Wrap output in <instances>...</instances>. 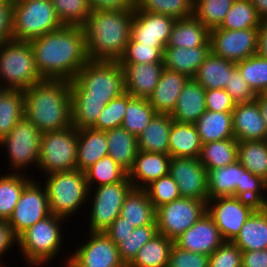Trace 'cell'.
<instances>
[{
  "label": "cell",
  "mask_w": 267,
  "mask_h": 267,
  "mask_svg": "<svg viewBox=\"0 0 267 267\" xmlns=\"http://www.w3.org/2000/svg\"><path fill=\"white\" fill-rule=\"evenodd\" d=\"M29 43L43 79L72 81L89 61L85 32L81 26L64 25Z\"/></svg>",
  "instance_id": "6da1fadb"
},
{
  "label": "cell",
  "mask_w": 267,
  "mask_h": 267,
  "mask_svg": "<svg viewBox=\"0 0 267 267\" xmlns=\"http://www.w3.org/2000/svg\"><path fill=\"white\" fill-rule=\"evenodd\" d=\"M24 116L42 133L72 126L71 81L51 80L23 90Z\"/></svg>",
  "instance_id": "7a4b0ae2"
},
{
  "label": "cell",
  "mask_w": 267,
  "mask_h": 267,
  "mask_svg": "<svg viewBox=\"0 0 267 267\" xmlns=\"http://www.w3.org/2000/svg\"><path fill=\"white\" fill-rule=\"evenodd\" d=\"M134 9L92 11L82 26L89 61L118 62L131 38Z\"/></svg>",
  "instance_id": "3957f363"
},
{
  "label": "cell",
  "mask_w": 267,
  "mask_h": 267,
  "mask_svg": "<svg viewBox=\"0 0 267 267\" xmlns=\"http://www.w3.org/2000/svg\"><path fill=\"white\" fill-rule=\"evenodd\" d=\"M125 93L119 62L88 61L71 81V101L108 103Z\"/></svg>",
  "instance_id": "277c9868"
},
{
  "label": "cell",
  "mask_w": 267,
  "mask_h": 267,
  "mask_svg": "<svg viewBox=\"0 0 267 267\" xmlns=\"http://www.w3.org/2000/svg\"><path fill=\"white\" fill-rule=\"evenodd\" d=\"M65 220L51 213L18 237L19 250L29 267H41L57 256L64 242L61 227Z\"/></svg>",
  "instance_id": "5b68a950"
},
{
  "label": "cell",
  "mask_w": 267,
  "mask_h": 267,
  "mask_svg": "<svg viewBox=\"0 0 267 267\" xmlns=\"http://www.w3.org/2000/svg\"><path fill=\"white\" fill-rule=\"evenodd\" d=\"M43 80L29 42L10 39L0 43V82L7 89L25 90Z\"/></svg>",
  "instance_id": "8992f818"
},
{
  "label": "cell",
  "mask_w": 267,
  "mask_h": 267,
  "mask_svg": "<svg viewBox=\"0 0 267 267\" xmlns=\"http://www.w3.org/2000/svg\"><path fill=\"white\" fill-rule=\"evenodd\" d=\"M45 176L44 186L53 215L67 219L81 209L82 204L86 205L90 189L84 171L74 169Z\"/></svg>",
  "instance_id": "52a82bcc"
},
{
  "label": "cell",
  "mask_w": 267,
  "mask_h": 267,
  "mask_svg": "<svg viewBox=\"0 0 267 267\" xmlns=\"http://www.w3.org/2000/svg\"><path fill=\"white\" fill-rule=\"evenodd\" d=\"M64 25L51 0H19L12 3V39L31 41Z\"/></svg>",
  "instance_id": "ba28073f"
},
{
  "label": "cell",
  "mask_w": 267,
  "mask_h": 267,
  "mask_svg": "<svg viewBox=\"0 0 267 267\" xmlns=\"http://www.w3.org/2000/svg\"><path fill=\"white\" fill-rule=\"evenodd\" d=\"M78 129L45 132L40 137L39 163L45 175L76 169Z\"/></svg>",
  "instance_id": "9c48e42d"
},
{
  "label": "cell",
  "mask_w": 267,
  "mask_h": 267,
  "mask_svg": "<svg viewBox=\"0 0 267 267\" xmlns=\"http://www.w3.org/2000/svg\"><path fill=\"white\" fill-rule=\"evenodd\" d=\"M42 132L25 116L10 133L0 140V146L7 149L9 166L14 173H21L31 165L39 163L40 137ZM4 146V147H3Z\"/></svg>",
  "instance_id": "30bf717a"
},
{
  "label": "cell",
  "mask_w": 267,
  "mask_h": 267,
  "mask_svg": "<svg viewBox=\"0 0 267 267\" xmlns=\"http://www.w3.org/2000/svg\"><path fill=\"white\" fill-rule=\"evenodd\" d=\"M128 176L121 182L107 184L90 189L91 212H89V232H105L120 216L126 196L133 189ZM93 190L94 193H93ZM91 192V193H90ZM93 198V199H92Z\"/></svg>",
  "instance_id": "8fae6325"
},
{
  "label": "cell",
  "mask_w": 267,
  "mask_h": 267,
  "mask_svg": "<svg viewBox=\"0 0 267 267\" xmlns=\"http://www.w3.org/2000/svg\"><path fill=\"white\" fill-rule=\"evenodd\" d=\"M207 212V202L180 198L156 209L157 232L174 241Z\"/></svg>",
  "instance_id": "7c38bea8"
},
{
  "label": "cell",
  "mask_w": 267,
  "mask_h": 267,
  "mask_svg": "<svg viewBox=\"0 0 267 267\" xmlns=\"http://www.w3.org/2000/svg\"><path fill=\"white\" fill-rule=\"evenodd\" d=\"M257 207L253 201L233 196L210 198L207 201V213L214 220L224 241L236 238Z\"/></svg>",
  "instance_id": "4fadbf2b"
},
{
  "label": "cell",
  "mask_w": 267,
  "mask_h": 267,
  "mask_svg": "<svg viewBox=\"0 0 267 267\" xmlns=\"http://www.w3.org/2000/svg\"><path fill=\"white\" fill-rule=\"evenodd\" d=\"M41 184L35 179H31L26 184L12 216L8 220L18 237L36 222L51 214L47 191L45 186Z\"/></svg>",
  "instance_id": "5bb4252c"
},
{
  "label": "cell",
  "mask_w": 267,
  "mask_h": 267,
  "mask_svg": "<svg viewBox=\"0 0 267 267\" xmlns=\"http://www.w3.org/2000/svg\"><path fill=\"white\" fill-rule=\"evenodd\" d=\"M257 43V28L227 30L217 27L210 30L211 52L235 63L255 55Z\"/></svg>",
  "instance_id": "9a60e30c"
},
{
  "label": "cell",
  "mask_w": 267,
  "mask_h": 267,
  "mask_svg": "<svg viewBox=\"0 0 267 267\" xmlns=\"http://www.w3.org/2000/svg\"><path fill=\"white\" fill-rule=\"evenodd\" d=\"M169 175L176 181L181 198L209 200L208 171L199 157H171Z\"/></svg>",
  "instance_id": "2e32d148"
},
{
  "label": "cell",
  "mask_w": 267,
  "mask_h": 267,
  "mask_svg": "<svg viewBox=\"0 0 267 267\" xmlns=\"http://www.w3.org/2000/svg\"><path fill=\"white\" fill-rule=\"evenodd\" d=\"M84 240L70 255L79 267H127L119 256L118 247L105 232H89Z\"/></svg>",
  "instance_id": "e0dca14e"
},
{
  "label": "cell",
  "mask_w": 267,
  "mask_h": 267,
  "mask_svg": "<svg viewBox=\"0 0 267 267\" xmlns=\"http://www.w3.org/2000/svg\"><path fill=\"white\" fill-rule=\"evenodd\" d=\"M176 19L163 14H156L134 9L131 26V38L135 42L165 47Z\"/></svg>",
  "instance_id": "ac0fdd59"
},
{
  "label": "cell",
  "mask_w": 267,
  "mask_h": 267,
  "mask_svg": "<svg viewBox=\"0 0 267 267\" xmlns=\"http://www.w3.org/2000/svg\"><path fill=\"white\" fill-rule=\"evenodd\" d=\"M173 242L184 250L210 256L224 242V239L214 220L206 212Z\"/></svg>",
  "instance_id": "d6986e66"
},
{
  "label": "cell",
  "mask_w": 267,
  "mask_h": 267,
  "mask_svg": "<svg viewBox=\"0 0 267 267\" xmlns=\"http://www.w3.org/2000/svg\"><path fill=\"white\" fill-rule=\"evenodd\" d=\"M232 124L234 138L238 142L267 140V128L257 100L236 103Z\"/></svg>",
  "instance_id": "ffe728a7"
},
{
  "label": "cell",
  "mask_w": 267,
  "mask_h": 267,
  "mask_svg": "<svg viewBox=\"0 0 267 267\" xmlns=\"http://www.w3.org/2000/svg\"><path fill=\"white\" fill-rule=\"evenodd\" d=\"M124 69L125 92L132 97L149 98L164 70L163 62L120 63Z\"/></svg>",
  "instance_id": "44dd1931"
},
{
  "label": "cell",
  "mask_w": 267,
  "mask_h": 267,
  "mask_svg": "<svg viewBox=\"0 0 267 267\" xmlns=\"http://www.w3.org/2000/svg\"><path fill=\"white\" fill-rule=\"evenodd\" d=\"M171 156L169 154L138 150L128 178L134 188L144 189L151 182L169 174Z\"/></svg>",
  "instance_id": "7402d4cb"
},
{
  "label": "cell",
  "mask_w": 267,
  "mask_h": 267,
  "mask_svg": "<svg viewBox=\"0 0 267 267\" xmlns=\"http://www.w3.org/2000/svg\"><path fill=\"white\" fill-rule=\"evenodd\" d=\"M189 79L185 74L164 68L155 90L148 98L157 114H172L178 97Z\"/></svg>",
  "instance_id": "603a6c76"
},
{
  "label": "cell",
  "mask_w": 267,
  "mask_h": 267,
  "mask_svg": "<svg viewBox=\"0 0 267 267\" xmlns=\"http://www.w3.org/2000/svg\"><path fill=\"white\" fill-rule=\"evenodd\" d=\"M206 110L205 88L190 78L184 85L171 116L178 123L195 124Z\"/></svg>",
  "instance_id": "cb8c5ba5"
},
{
  "label": "cell",
  "mask_w": 267,
  "mask_h": 267,
  "mask_svg": "<svg viewBox=\"0 0 267 267\" xmlns=\"http://www.w3.org/2000/svg\"><path fill=\"white\" fill-rule=\"evenodd\" d=\"M210 52L211 46H198L193 48L165 47L163 64L166 69L193 78Z\"/></svg>",
  "instance_id": "d4e9b609"
},
{
  "label": "cell",
  "mask_w": 267,
  "mask_h": 267,
  "mask_svg": "<svg viewBox=\"0 0 267 267\" xmlns=\"http://www.w3.org/2000/svg\"><path fill=\"white\" fill-rule=\"evenodd\" d=\"M106 155L108 142L105 131L93 128L78 129L76 169L85 171Z\"/></svg>",
  "instance_id": "484cf974"
},
{
  "label": "cell",
  "mask_w": 267,
  "mask_h": 267,
  "mask_svg": "<svg viewBox=\"0 0 267 267\" xmlns=\"http://www.w3.org/2000/svg\"><path fill=\"white\" fill-rule=\"evenodd\" d=\"M242 251L267 249V206H258L232 241Z\"/></svg>",
  "instance_id": "4316f807"
},
{
  "label": "cell",
  "mask_w": 267,
  "mask_h": 267,
  "mask_svg": "<svg viewBox=\"0 0 267 267\" xmlns=\"http://www.w3.org/2000/svg\"><path fill=\"white\" fill-rule=\"evenodd\" d=\"M210 45V30L194 16L175 21L165 47L193 48Z\"/></svg>",
  "instance_id": "83f0119b"
},
{
  "label": "cell",
  "mask_w": 267,
  "mask_h": 267,
  "mask_svg": "<svg viewBox=\"0 0 267 267\" xmlns=\"http://www.w3.org/2000/svg\"><path fill=\"white\" fill-rule=\"evenodd\" d=\"M203 143L195 124L172 122L169 133V155L177 158H198Z\"/></svg>",
  "instance_id": "f1b7e54d"
},
{
  "label": "cell",
  "mask_w": 267,
  "mask_h": 267,
  "mask_svg": "<svg viewBox=\"0 0 267 267\" xmlns=\"http://www.w3.org/2000/svg\"><path fill=\"white\" fill-rule=\"evenodd\" d=\"M173 121L171 114H156L137 137L138 150L169 154V133Z\"/></svg>",
  "instance_id": "f546056e"
},
{
  "label": "cell",
  "mask_w": 267,
  "mask_h": 267,
  "mask_svg": "<svg viewBox=\"0 0 267 267\" xmlns=\"http://www.w3.org/2000/svg\"><path fill=\"white\" fill-rule=\"evenodd\" d=\"M120 216L135 228L157 225L156 209L144 189L133 188L126 196Z\"/></svg>",
  "instance_id": "4dcf8cb0"
},
{
  "label": "cell",
  "mask_w": 267,
  "mask_h": 267,
  "mask_svg": "<svg viewBox=\"0 0 267 267\" xmlns=\"http://www.w3.org/2000/svg\"><path fill=\"white\" fill-rule=\"evenodd\" d=\"M195 126L203 144L212 141L235 139L232 112L206 110L195 122Z\"/></svg>",
  "instance_id": "1f68e13d"
},
{
  "label": "cell",
  "mask_w": 267,
  "mask_h": 267,
  "mask_svg": "<svg viewBox=\"0 0 267 267\" xmlns=\"http://www.w3.org/2000/svg\"><path fill=\"white\" fill-rule=\"evenodd\" d=\"M105 132L108 155L128 172L133 167L138 152L137 138L122 126Z\"/></svg>",
  "instance_id": "d6a6232c"
},
{
  "label": "cell",
  "mask_w": 267,
  "mask_h": 267,
  "mask_svg": "<svg viewBox=\"0 0 267 267\" xmlns=\"http://www.w3.org/2000/svg\"><path fill=\"white\" fill-rule=\"evenodd\" d=\"M235 66V62L210 52L206 60L200 65L193 79L205 89H225L230 72Z\"/></svg>",
  "instance_id": "836d02e7"
},
{
  "label": "cell",
  "mask_w": 267,
  "mask_h": 267,
  "mask_svg": "<svg viewBox=\"0 0 267 267\" xmlns=\"http://www.w3.org/2000/svg\"><path fill=\"white\" fill-rule=\"evenodd\" d=\"M174 242L157 233L144 244L127 267H167Z\"/></svg>",
  "instance_id": "e575fe53"
},
{
  "label": "cell",
  "mask_w": 267,
  "mask_h": 267,
  "mask_svg": "<svg viewBox=\"0 0 267 267\" xmlns=\"http://www.w3.org/2000/svg\"><path fill=\"white\" fill-rule=\"evenodd\" d=\"M238 141L226 139L212 141L202 145L199 156L206 170L226 167L238 161Z\"/></svg>",
  "instance_id": "d590c367"
},
{
  "label": "cell",
  "mask_w": 267,
  "mask_h": 267,
  "mask_svg": "<svg viewBox=\"0 0 267 267\" xmlns=\"http://www.w3.org/2000/svg\"><path fill=\"white\" fill-rule=\"evenodd\" d=\"M242 165L236 161L226 167L208 171L209 199L233 196L237 185H241Z\"/></svg>",
  "instance_id": "8d00e7d4"
},
{
  "label": "cell",
  "mask_w": 267,
  "mask_h": 267,
  "mask_svg": "<svg viewBox=\"0 0 267 267\" xmlns=\"http://www.w3.org/2000/svg\"><path fill=\"white\" fill-rule=\"evenodd\" d=\"M238 162L267 182V140L239 141Z\"/></svg>",
  "instance_id": "74e56055"
},
{
  "label": "cell",
  "mask_w": 267,
  "mask_h": 267,
  "mask_svg": "<svg viewBox=\"0 0 267 267\" xmlns=\"http://www.w3.org/2000/svg\"><path fill=\"white\" fill-rule=\"evenodd\" d=\"M27 177L14 172L0 175V219L9 220L12 216L22 190L32 179Z\"/></svg>",
  "instance_id": "f35d334b"
},
{
  "label": "cell",
  "mask_w": 267,
  "mask_h": 267,
  "mask_svg": "<svg viewBox=\"0 0 267 267\" xmlns=\"http://www.w3.org/2000/svg\"><path fill=\"white\" fill-rule=\"evenodd\" d=\"M156 114L147 98L132 97L128 93L122 127L137 138Z\"/></svg>",
  "instance_id": "ab89813d"
},
{
  "label": "cell",
  "mask_w": 267,
  "mask_h": 267,
  "mask_svg": "<svg viewBox=\"0 0 267 267\" xmlns=\"http://www.w3.org/2000/svg\"><path fill=\"white\" fill-rule=\"evenodd\" d=\"M84 172L89 189L121 182L128 176V172L109 155L92 164Z\"/></svg>",
  "instance_id": "60d3db41"
},
{
  "label": "cell",
  "mask_w": 267,
  "mask_h": 267,
  "mask_svg": "<svg viewBox=\"0 0 267 267\" xmlns=\"http://www.w3.org/2000/svg\"><path fill=\"white\" fill-rule=\"evenodd\" d=\"M24 117L23 90H7L0 98V140Z\"/></svg>",
  "instance_id": "b9f144b4"
},
{
  "label": "cell",
  "mask_w": 267,
  "mask_h": 267,
  "mask_svg": "<svg viewBox=\"0 0 267 267\" xmlns=\"http://www.w3.org/2000/svg\"><path fill=\"white\" fill-rule=\"evenodd\" d=\"M259 24L260 18L251 0H235L219 28L240 30L258 28Z\"/></svg>",
  "instance_id": "7bdbcfd3"
},
{
  "label": "cell",
  "mask_w": 267,
  "mask_h": 267,
  "mask_svg": "<svg viewBox=\"0 0 267 267\" xmlns=\"http://www.w3.org/2000/svg\"><path fill=\"white\" fill-rule=\"evenodd\" d=\"M140 11L163 14L176 20L193 16L194 0H136Z\"/></svg>",
  "instance_id": "ee69618b"
},
{
  "label": "cell",
  "mask_w": 267,
  "mask_h": 267,
  "mask_svg": "<svg viewBox=\"0 0 267 267\" xmlns=\"http://www.w3.org/2000/svg\"><path fill=\"white\" fill-rule=\"evenodd\" d=\"M235 0H194L193 16L209 30L219 27Z\"/></svg>",
  "instance_id": "f6af8a7d"
},
{
  "label": "cell",
  "mask_w": 267,
  "mask_h": 267,
  "mask_svg": "<svg viewBox=\"0 0 267 267\" xmlns=\"http://www.w3.org/2000/svg\"><path fill=\"white\" fill-rule=\"evenodd\" d=\"M236 66L257 95L267 90V58L255 54L237 62Z\"/></svg>",
  "instance_id": "bcb514c9"
},
{
  "label": "cell",
  "mask_w": 267,
  "mask_h": 267,
  "mask_svg": "<svg viewBox=\"0 0 267 267\" xmlns=\"http://www.w3.org/2000/svg\"><path fill=\"white\" fill-rule=\"evenodd\" d=\"M60 21L66 26H83L91 14L88 0H51Z\"/></svg>",
  "instance_id": "7dc6e473"
},
{
  "label": "cell",
  "mask_w": 267,
  "mask_h": 267,
  "mask_svg": "<svg viewBox=\"0 0 267 267\" xmlns=\"http://www.w3.org/2000/svg\"><path fill=\"white\" fill-rule=\"evenodd\" d=\"M157 225L137 227L122 239L118 246L119 256L127 266L139 252L140 248L157 234Z\"/></svg>",
  "instance_id": "c3c4849f"
},
{
  "label": "cell",
  "mask_w": 267,
  "mask_h": 267,
  "mask_svg": "<svg viewBox=\"0 0 267 267\" xmlns=\"http://www.w3.org/2000/svg\"><path fill=\"white\" fill-rule=\"evenodd\" d=\"M266 181L250 173L242 166L241 185H237L233 197L244 198L258 206H267Z\"/></svg>",
  "instance_id": "681fc988"
},
{
  "label": "cell",
  "mask_w": 267,
  "mask_h": 267,
  "mask_svg": "<svg viewBox=\"0 0 267 267\" xmlns=\"http://www.w3.org/2000/svg\"><path fill=\"white\" fill-rule=\"evenodd\" d=\"M128 103V93L112 99L100 113L97 122L91 127L99 131H108L123 124L126 104Z\"/></svg>",
  "instance_id": "f907efd6"
},
{
  "label": "cell",
  "mask_w": 267,
  "mask_h": 267,
  "mask_svg": "<svg viewBox=\"0 0 267 267\" xmlns=\"http://www.w3.org/2000/svg\"><path fill=\"white\" fill-rule=\"evenodd\" d=\"M165 47H155L153 45L135 42L132 38L126 45V49L121 56L119 63H155L163 62Z\"/></svg>",
  "instance_id": "816d5d0a"
},
{
  "label": "cell",
  "mask_w": 267,
  "mask_h": 267,
  "mask_svg": "<svg viewBox=\"0 0 267 267\" xmlns=\"http://www.w3.org/2000/svg\"><path fill=\"white\" fill-rule=\"evenodd\" d=\"M144 190L155 209L181 198L178 185L169 174L151 182Z\"/></svg>",
  "instance_id": "f5cc1de1"
},
{
  "label": "cell",
  "mask_w": 267,
  "mask_h": 267,
  "mask_svg": "<svg viewBox=\"0 0 267 267\" xmlns=\"http://www.w3.org/2000/svg\"><path fill=\"white\" fill-rule=\"evenodd\" d=\"M107 103L71 101L72 126L77 129L91 128Z\"/></svg>",
  "instance_id": "db71d44e"
},
{
  "label": "cell",
  "mask_w": 267,
  "mask_h": 267,
  "mask_svg": "<svg viewBox=\"0 0 267 267\" xmlns=\"http://www.w3.org/2000/svg\"><path fill=\"white\" fill-rule=\"evenodd\" d=\"M209 267H242V250L232 241H224L209 256Z\"/></svg>",
  "instance_id": "11a10c76"
},
{
  "label": "cell",
  "mask_w": 267,
  "mask_h": 267,
  "mask_svg": "<svg viewBox=\"0 0 267 267\" xmlns=\"http://www.w3.org/2000/svg\"><path fill=\"white\" fill-rule=\"evenodd\" d=\"M225 90L230 94L235 103L251 102L257 98V94L246 83L237 66L231 70Z\"/></svg>",
  "instance_id": "9f6ffc18"
},
{
  "label": "cell",
  "mask_w": 267,
  "mask_h": 267,
  "mask_svg": "<svg viewBox=\"0 0 267 267\" xmlns=\"http://www.w3.org/2000/svg\"><path fill=\"white\" fill-rule=\"evenodd\" d=\"M167 267H209V255L190 252L173 244Z\"/></svg>",
  "instance_id": "6f0895ef"
},
{
  "label": "cell",
  "mask_w": 267,
  "mask_h": 267,
  "mask_svg": "<svg viewBox=\"0 0 267 267\" xmlns=\"http://www.w3.org/2000/svg\"><path fill=\"white\" fill-rule=\"evenodd\" d=\"M206 109L216 112H232L235 101L225 89H205Z\"/></svg>",
  "instance_id": "680465c9"
},
{
  "label": "cell",
  "mask_w": 267,
  "mask_h": 267,
  "mask_svg": "<svg viewBox=\"0 0 267 267\" xmlns=\"http://www.w3.org/2000/svg\"><path fill=\"white\" fill-rule=\"evenodd\" d=\"M135 227L126 222V219L118 216L111 226L105 231V234L115 243L118 247L122 243V239L127 237L133 232Z\"/></svg>",
  "instance_id": "91938a15"
},
{
  "label": "cell",
  "mask_w": 267,
  "mask_h": 267,
  "mask_svg": "<svg viewBox=\"0 0 267 267\" xmlns=\"http://www.w3.org/2000/svg\"><path fill=\"white\" fill-rule=\"evenodd\" d=\"M91 11L135 9L136 0H88Z\"/></svg>",
  "instance_id": "94428289"
},
{
  "label": "cell",
  "mask_w": 267,
  "mask_h": 267,
  "mask_svg": "<svg viewBox=\"0 0 267 267\" xmlns=\"http://www.w3.org/2000/svg\"><path fill=\"white\" fill-rule=\"evenodd\" d=\"M13 244L18 245V236L9 225L8 220L0 219V258L10 250ZM0 267L7 266H3V262H0Z\"/></svg>",
  "instance_id": "6125c7cd"
},
{
  "label": "cell",
  "mask_w": 267,
  "mask_h": 267,
  "mask_svg": "<svg viewBox=\"0 0 267 267\" xmlns=\"http://www.w3.org/2000/svg\"><path fill=\"white\" fill-rule=\"evenodd\" d=\"M12 4L0 5V43L12 39Z\"/></svg>",
  "instance_id": "be15d7a7"
},
{
  "label": "cell",
  "mask_w": 267,
  "mask_h": 267,
  "mask_svg": "<svg viewBox=\"0 0 267 267\" xmlns=\"http://www.w3.org/2000/svg\"><path fill=\"white\" fill-rule=\"evenodd\" d=\"M242 267H267V249L242 251Z\"/></svg>",
  "instance_id": "e7e4bbea"
},
{
  "label": "cell",
  "mask_w": 267,
  "mask_h": 267,
  "mask_svg": "<svg viewBox=\"0 0 267 267\" xmlns=\"http://www.w3.org/2000/svg\"><path fill=\"white\" fill-rule=\"evenodd\" d=\"M258 30V43L256 54L262 58H267V18L260 19Z\"/></svg>",
  "instance_id": "03108f58"
},
{
  "label": "cell",
  "mask_w": 267,
  "mask_h": 267,
  "mask_svg": "<svg viewBox=\"0 0 267 267\" xmlns=\"http://www.w3.org/2000/svg\"><path fill=\"white\" fill-rule=\"evenodd\" d=\"M260 19L267 18V0H251Z\"/></svg>",
  "instance_id": "003e7915"
},
{
  "label": "cell",
  "mask_w": 267,
  "mask_h": 267,
  "mask_svg": "<svg viewBox=\"0 0 267 267\" xmlns=\"http://www.w3.org/2000/svg\"><path fill=\"white\" fill-rule=\"evenodd\" d=\"M256 100L258 101L261 114L267 128V98L263 94H259L257 95Z\"/></svg>",
  "instance_id": "a7ac6f4b"
},
{
  "label": "cell",
  "mask_w": 267,
  "mask_h": 267,
  "mask_svg": "<svg viewBox=\"0 0 267 267\" xmlns=\"http://www.w3.org/2000/svg\"><path fill=\"white\" fill-rule=\"evenodd\" d=\"M69 257V258H68ZM67 259H66V261L64 262L65 264H64V266L65 267H79V266H77L71 259H70V255L69 256H67L66 257Z\"/></svg>",
  "instance_id": "89a4df30"
},
{
  "label": "cell",
  "mask_w": 267,
  "mask_h": 267,
  "mask_svg": "<svg viewBox=\"0 0 267 267\" xmlns=\"http://www.w3.org/2000/svg\"><path fill=\"white\" fill-rule=\"evenodd\" d=\"M8 89L0 82V98Z\"/></svg>",
  "instance_id": "2644e50d"
},
{
  "label": "cell",
  "mask_w": 267,
  "mask_h": 267,
  "mask_svg": "<svg viewBox=\"0 0 267 267\" xmlns=\"http://www.w3.org/2000/svg\"><path fill=\"white\" fill-rule=\"evenodd\" d=\"M1 4H12L9 0H0V5Z\"/></svg>",
  "instance_id": "8c879c8a"
},
{
  "label": "cell",
  "mask_w": 267,
  "mask_h": 267,
  "mask_svg": "<svg viewBox=\"0 0 267 267\" xmlns=\"http://www.w3.org/2000/svg\"><path fill=\"white\" fill-rule=\"evenodd\" d=\"M11 3L17 2L19 0H9Z\"/></svg>",
  "instance_id": "753ad0ef"
},
{
  "label": "cell",
  "mask_w": 267,
  "mask_h": 267,
  "mask_svg": "<svg viewBox=\"0 0 267 267\" xmlns=\"http://www.w3.org/2000/svg\"><path fill=\"white\" fill-rule=\"evenodd\" d=\"M263 95L267 98V90L263 93Z\"/></svg>",
  "instance_id": "34e18365"
}]
</instances>
